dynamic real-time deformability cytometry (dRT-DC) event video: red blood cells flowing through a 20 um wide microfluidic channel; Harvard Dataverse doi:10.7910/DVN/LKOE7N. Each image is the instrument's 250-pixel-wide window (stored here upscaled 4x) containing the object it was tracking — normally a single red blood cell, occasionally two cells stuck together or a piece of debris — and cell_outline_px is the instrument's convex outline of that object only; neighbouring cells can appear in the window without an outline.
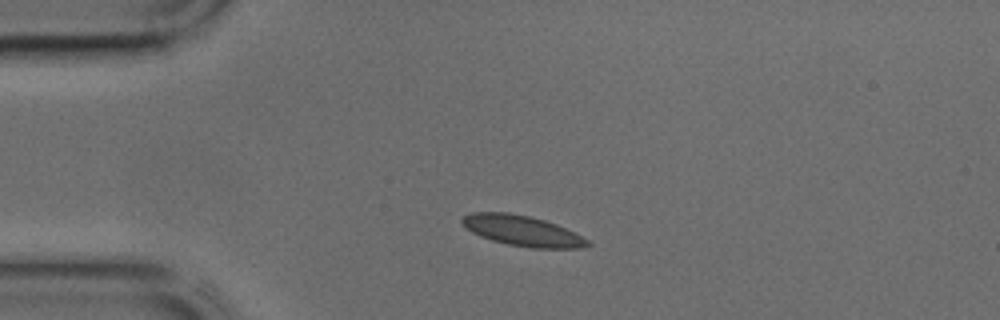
{"species": "common noctule bat (a hibernating species)", "species_latin": "Nyctalus noctula", "temperature_condition": "cold", "stored_images_in_passage": 40, "camera_frame_rate_fps": 3000, "um_per_image_px": 0.085, "animal": {"sex": "male", "body_mass_g": 17.9, "forearm_length_mm": 54.2}, "frame": {"image": 1, "passage_image": 6, "time_ms": 1.667, "image_size_px": [1000, 320], "cell_outline_px": [[592, 244], [580, 248], [532, 248], [508, 244], [492, 240], [480, 236], [464, 228], [460, 220], [464, 216], [472, 212], [508, 212], [528, 216], [544, 220], [556, 224], [588, 240]], "centroid_in_image_um": [44.34, 19.61], "position_along_channel_um": 40.7, "area_um2": 22.08}}
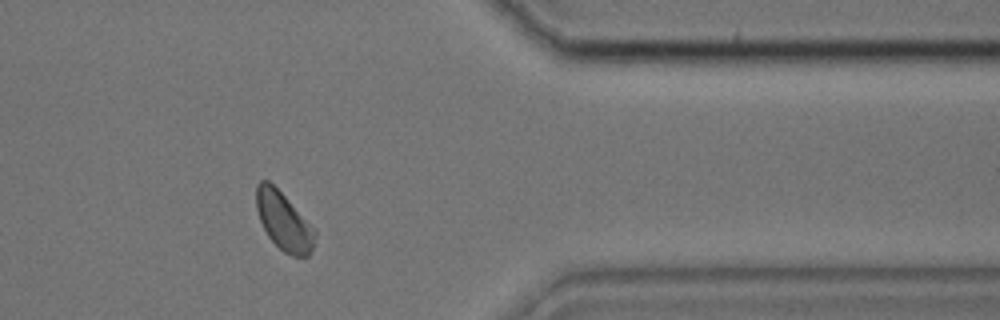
{"frame": {"image": 2, "passage_image": 32, "time_ms": 10.333, "image_size_px": [1000, 320], "cell_outline_px": [[316, 236], [312, 248], [308, 256], [292, 256], [284, 252], [268, 236], [260, 220], [256, 208], [256, 184], [260, 180], [268, 180], [316, 228]], "centroid_in_image_um": [24.13, 18.8], "position_along_channel_um": 387.3, "area_um2": 19.71}}
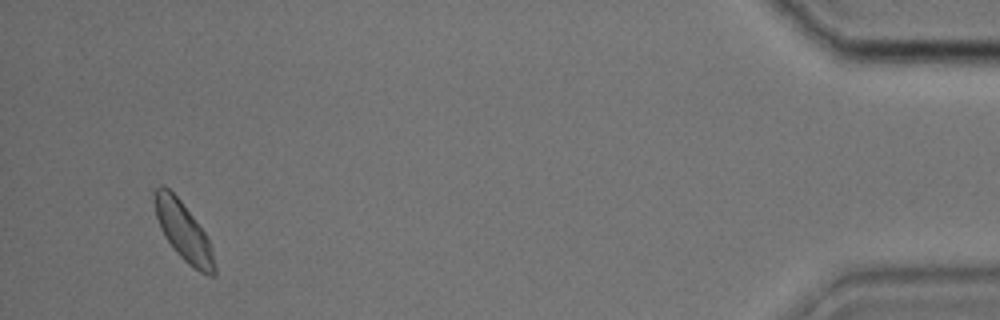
{"frame": {"image": 3, "passage_image": 38, "time_ms": 12.333, "image_size_px": [1000, 320], "cell_outline_px": [[216, 276], [208, 276], [200, 272], [188, 264], [176, 252], [164, 236], [160, 228], [156, 216], [152, 200], [152, 192], [160, 184], [164, 184], [180, 200], [204, 232], [212, 248], [216, 268]], "centroid_in_image_um": [15.56, 19.66], "position_along_channel_um": 419.6, "area_um2": 20.52}}